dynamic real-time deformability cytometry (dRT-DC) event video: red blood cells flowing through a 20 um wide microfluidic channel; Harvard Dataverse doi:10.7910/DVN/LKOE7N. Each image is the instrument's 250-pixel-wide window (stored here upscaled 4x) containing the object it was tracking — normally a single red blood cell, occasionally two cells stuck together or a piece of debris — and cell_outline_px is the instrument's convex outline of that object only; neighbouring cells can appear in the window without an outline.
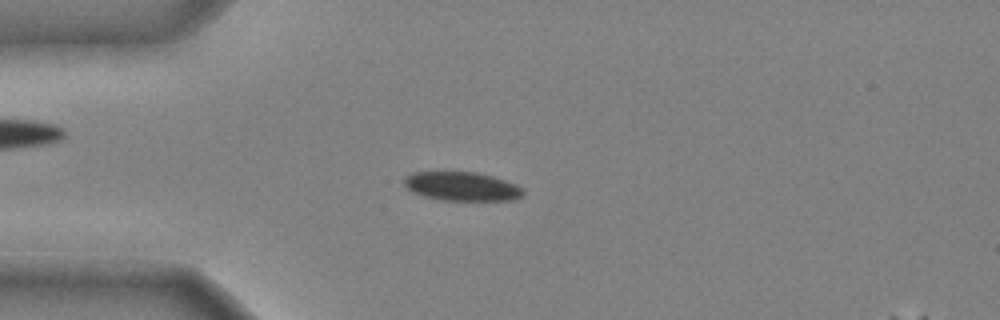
{"species": "common noctule bat (a hibernating species)", "species_latin": "Nyctalus noctula", "temperature_condition": "cold", "stored_images_in_passage": 47, "camera_frame_rate_fps": 3000, "um_per_image_px": 0.085, "animal": {"sex": "male", "body_mass_g": 20.4}, "frame": {"image": 1, "passage_image": 12, "time_ms": 3.667, "image_size_px": [1000, 320], "cell_outline_px": [[524, 196], [516, 200], [444, 200], [412, 192], [404, 184], [404, 176], [412, 172], [476, 172], [492, 176], [516, 184], [524, 188]], "centroid_in_image_um": [39.31, 15.84], "position_along_channel_um": 45.7, "area_um2": 20.0}}
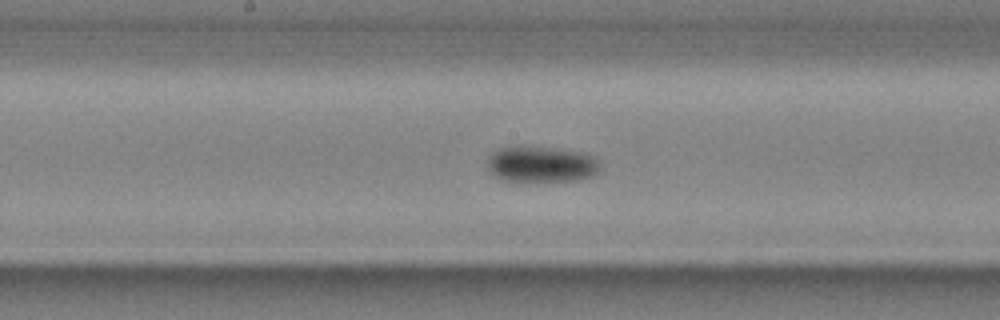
{"frame": {"image": 2, "passage_image": 25, "time_ms": 8.0, "image_size_px": [1000, 320], "cell_outline_px": [[596, 172], [592, 176], [576, 180], [504, 180], [488, 172], [488, 156], [492, 152], [500, 148], [556, 148], [584, 152], [592, 156], [596, 160]], "centroid_in_image_um": [45.97, 13.96], "position_along_channel_um": 202.2, "area_um2": 22.77}}
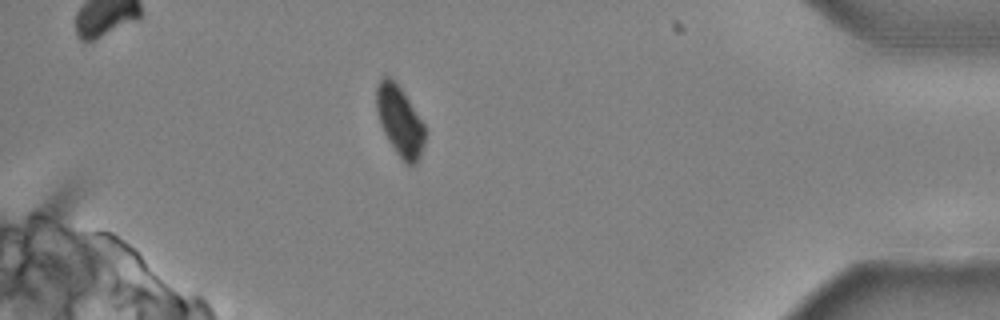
{"frame": {"image": 3, "passage_image": 43, "time_ms": 14.0, "image_size_px": [1000, 320], "cell_outline_px": [[424, 140], [420, 156], [416, 164], [404, 164], [388, 140], [380, 124], [376, 108], [376, 88], [380, 80], [384, 76], [388, 76], [400, 88], [424, 124]], "centroid_in_image_um": [33.96, 10.31], "position_along_channel_um": 401.2, "area_um2": 19.31}, "authors_computed_cell_mechanics": {"area_um2": 21.097, "velocity_mm_per_s": 3.9602, "shape_relaxation_time_tau1_ms": 7.2818, "shape_relaxation_time_tau2_ms": null, "deformation_change_tau1": 0.2125, "deformation_change_tau2": null}}